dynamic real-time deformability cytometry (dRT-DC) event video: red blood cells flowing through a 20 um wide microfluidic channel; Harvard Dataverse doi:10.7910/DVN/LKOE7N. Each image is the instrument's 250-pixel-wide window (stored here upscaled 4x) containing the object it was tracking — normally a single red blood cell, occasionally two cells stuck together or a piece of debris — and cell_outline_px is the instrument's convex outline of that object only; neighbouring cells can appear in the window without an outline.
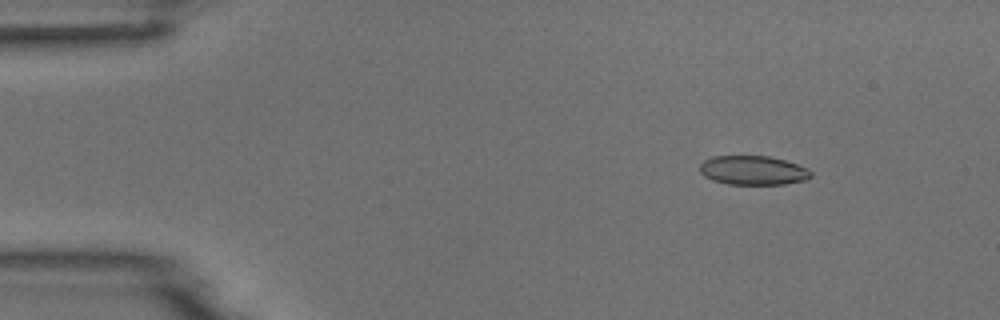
{"species": "common noctule bat (a hibernating species)", "species_latin": "Nyctalus noctula", "temperature_condition": "room temperature", "stored_images_in_passage": 3, "camera_frame_rate_fps": 3000, "um_per_image_px": 0.085, "animal": {"sex": "male", "body_mass_g": 18.8}, "frame": {"image": 1, "passage_image": 1, "time_ms": 0.0, "image_size_px": [1000, 320], "cell_outline_px": [[812, 176], [804, 180], [784, 184], [728, 184], [712, 180], [704, 176], [700, 172], [700, 164], [704, 160], [712, 156], [768, 156], [784, 160], [808, 168], [812, 172]], "centroid_in_image_um": [63.99, 14.48], "position_along_channel_um": 21.0, "area_um2": 18.84}}